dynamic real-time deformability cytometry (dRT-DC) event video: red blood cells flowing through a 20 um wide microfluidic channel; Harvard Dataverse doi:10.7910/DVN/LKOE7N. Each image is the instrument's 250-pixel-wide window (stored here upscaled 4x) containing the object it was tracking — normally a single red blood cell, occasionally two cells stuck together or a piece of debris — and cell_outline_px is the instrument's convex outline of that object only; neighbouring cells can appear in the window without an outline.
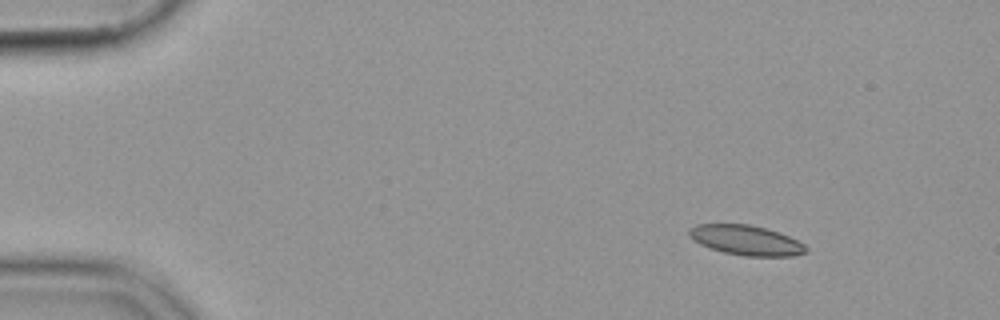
{"species": "common noctule bat (a hibernating species)", "species_latin": "Nyctalus noctula", "temperature_condition": "cold", "stored_images_in_passage": 49, "camera_frame_rate_fps": 3000, "um_per_image_px": 0.085, "animal": {"sex": "female", "body_mass_g": 19.9}, "frame": {"image": 1, "passage_image": 1, "time_ms": 0.0, "image_size_px": [1000, 320], "cell_outline_px": [[808, 252], [792, 256], [744, 256], [724, 252], [700, 244], [692, 240], [688, 236], [688, 232], [696, 224], [748, 224], [764, 228], [788, 236], [804, 244], [808, 248]], "centroid_in_image_um": [63.41, 20.42], "position_along_channel_um": 21.6, "area_um2": 20.17}}
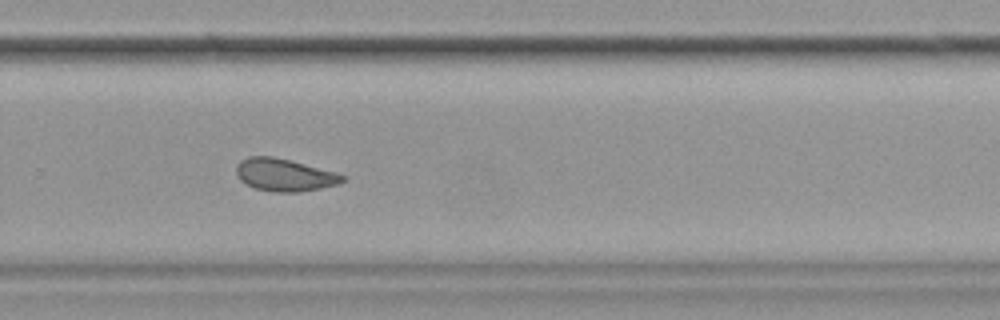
{"frame": {"image": 2, "passage_image": 32, "time_ms": 10.333, "image_size_px": [1000, 320], "cell_outline_px": [[348, 176], [340, 184], [320, 188], [296, 192], [272, 192], [256, 188], [240, 180], [236, 172], [236, 164], [240, 160], [248, 156], [272, 156], [336, 172]], "centroid_in_image_um": [24.18, 14.86], "position_along_channel_um": 305.6, "area_um2": 20.06}}
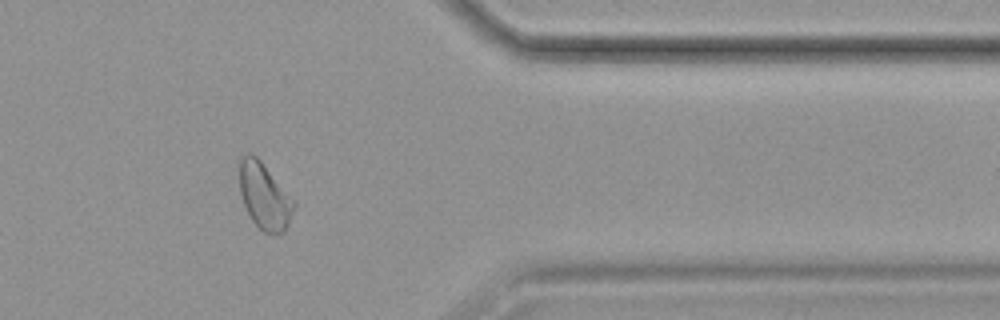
{"frame": {"image": 3, "passage_image": 40, "time_ms": 13.0, "image_size_px": [1000, 320], "cell_outline_px": [[296, 204], [288, 224], [284, 232], [276, 236], [264, 232], [252, 220], [244, 204], [240, 192], [240, 160], [248, 152], [252, 152], [260, 160]], "centroid_in_image_um": [22.47, 16.7], "position_along_channel_um": 388.9, "area_um2": 20.58}}